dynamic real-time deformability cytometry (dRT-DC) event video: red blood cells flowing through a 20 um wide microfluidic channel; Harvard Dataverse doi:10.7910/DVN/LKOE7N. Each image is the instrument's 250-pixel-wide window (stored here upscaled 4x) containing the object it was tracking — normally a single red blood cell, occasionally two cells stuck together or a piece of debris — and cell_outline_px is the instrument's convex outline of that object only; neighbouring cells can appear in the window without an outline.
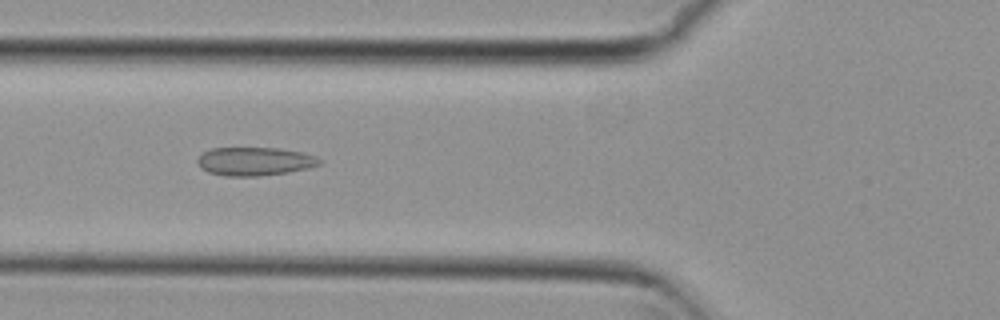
{"species": "common noctule bat (a hibernating species)", "species_latin": "Nyctalus noctula", "temperature_condition": "cold", "stored_images_in_passage": 7, "camera_frame_rate_fps": 3000, "um_per_image_px": 0.085, "animal": {"sex": "female", "body_mass_g": 29.2, "forearm_length_mm": 56.3}, "frame": {"image": 1, "passage_image": 6, "time_ms": 1.667, "image_size_px": [1000, 320], "cell_outline_px": [[320, 164], [308, 168], [288, 172], [256, 176], [224, 176], [208, 172], [200, 168], [196, 160], [204, 152], [212, 148], [276, 148], [300, 152], [316, 156], [320, 160]], "centroid_in_image_um": [21.61, 13.72], "position_along_channel_um": 104.2, "area_um2": 20.06}}
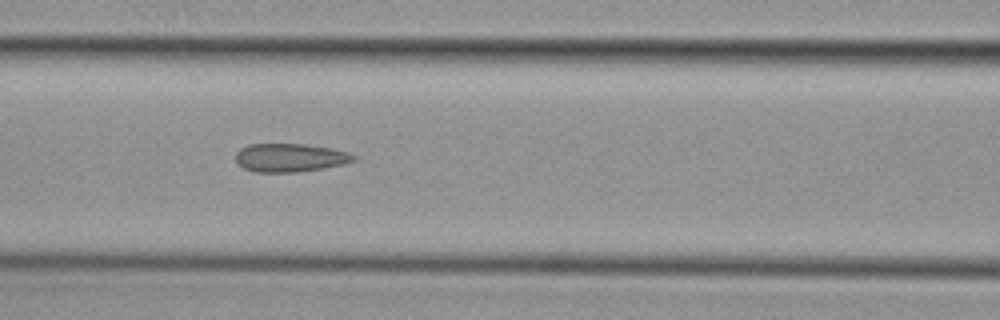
{"frame": {"image": 2, "passage_image": 7, "time_ms": 2.0, "image_size_px": [1000, 320], "cell_outline_px": [[356, 160], [344, 164], [324, 168], [300, 172], [256, 172], [244, 168], [236, 164], [236, 152], [240, 148], [248, 144], [304, 144], [332, 148], [348, 152], [356, 156]], "centroid_in_image_um": [24.65, 13.4], "position_along_channel_um": 142.0, "area_um2": 19.71}}